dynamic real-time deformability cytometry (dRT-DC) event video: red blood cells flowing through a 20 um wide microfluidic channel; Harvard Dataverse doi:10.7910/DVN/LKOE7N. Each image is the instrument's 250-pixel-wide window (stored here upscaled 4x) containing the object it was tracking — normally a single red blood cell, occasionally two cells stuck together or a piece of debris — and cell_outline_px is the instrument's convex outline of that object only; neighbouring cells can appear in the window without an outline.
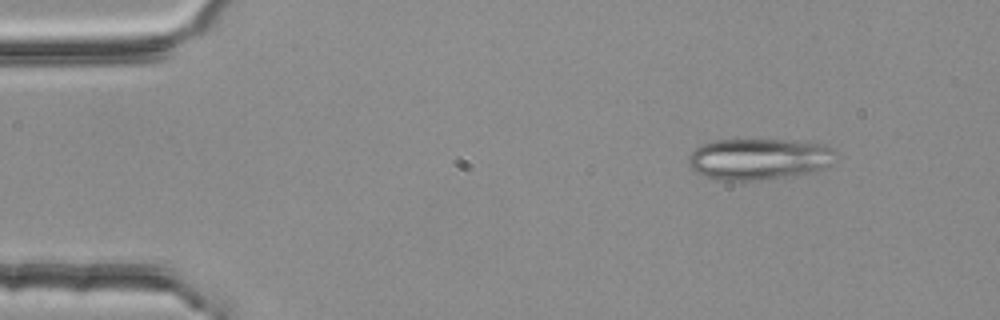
{"species": "common noctule bat (a hibernating species)", "species_latin": "Nyctalus noctula", "temperature_condition": "room temperature", "stored_images_in_passage": 3, "camera_frame_rate_fps": 3000, "um_per_image_px": 0.085, "animal": {"sex": "female", "body_mass_g": 25.1}, "frame": {"image": 1, "passage_image": 1, "time_ms": 0.0, "image_size_px": [1000, 320], "cell_outline_px": [[836, 152], [828, 164], [824, 168], [812, 172], [760, 180], [720, 180], [704, 176], [696, 172], [688, 164], [688, 156], [696, 148], [704, 144], [716, 140], [792, 140], [824, 144], [832, 148]], "centroid_in_image_um": [64.48, 13.51], "position_along_channel_um": 20.5, "area_um2": 35.14}}